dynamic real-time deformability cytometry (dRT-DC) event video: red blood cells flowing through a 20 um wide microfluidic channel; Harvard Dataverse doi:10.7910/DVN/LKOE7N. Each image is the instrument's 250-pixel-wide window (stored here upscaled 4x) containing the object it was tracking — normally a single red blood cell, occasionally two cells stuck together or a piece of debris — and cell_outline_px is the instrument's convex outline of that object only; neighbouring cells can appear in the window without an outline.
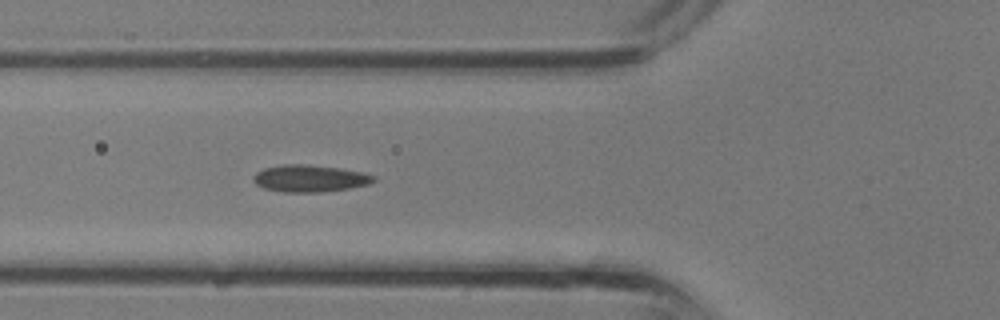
{"species": "common noctule bat (a hibernating species)", "species_latin": "Nyctalus noctula", "temperature_condition": "room temperature", "stored_images_in_passage": 27, "camera_frame_rate_fps": 3000, "um_per_image_px": 0.085, "animal": {"sex": "male", "body_mass_g": 13.3}, "frame": {"image": 1, "passage_image": 4, "time_ms": 1.0, "image_size_px": [1000, 320], "cell_outline_px": [[376, 180], [368, 184], [348, 188], [320, 192], [284, 192], [264, 188], [256, 184], [252, 180], [252, 176], [256, 172], [264, 168], [284, 164], [304, 164], [340, 168], [364, 172], [376, 176]], "centroid_in_image_um": [26.32, 15.16], "position_along_channel_um": 99.5, "area_um2": 18.96}}
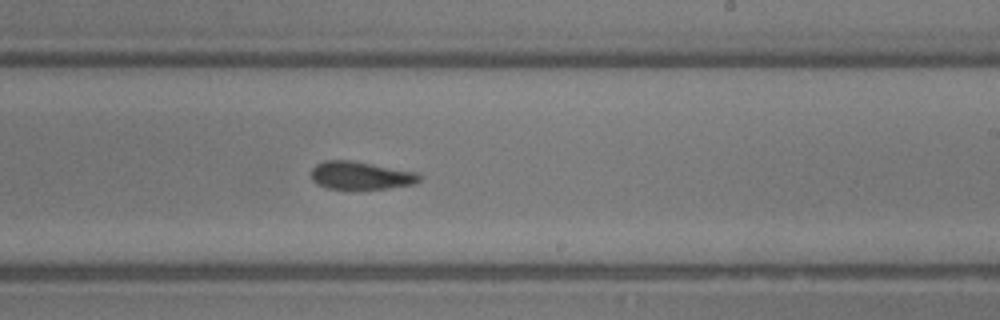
{"frame": {"image": 2, "passage_image": 12, "time_ms": 3.667, "image_size_px": [1000, 320], "cell_outline_px": [[420, 180], [412, 184], [388, 188], [356, 192], [324, 188], [316, 184], [312, 180], [312, 168], [316, 164], [324, 160], [352, 160], [416, 172], [420, 176]], "centroid_in_image_um": [30.59, 14.96], "position_along_channel_um": 258.4, "area_um2": 18.32}}
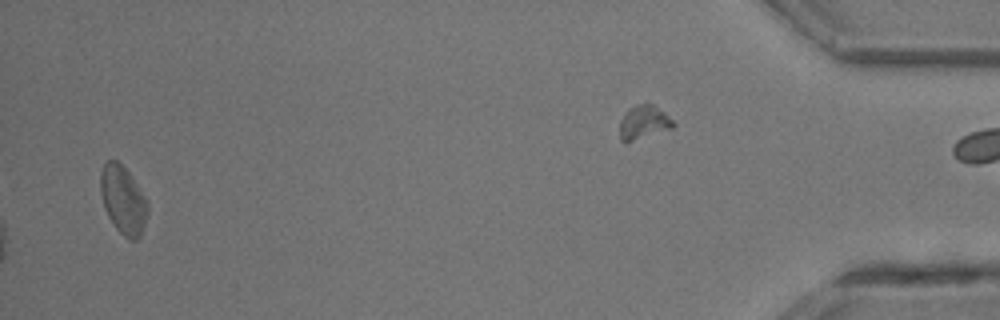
{"frame": {"image": 3, "passage_image": 25, "time_ms": 8.0, "image_size_px": [1000, 320], "cell_outline_px": [[148, 212], [140, 236], [136, 240], [132, 240], [124, 236], [116, 228], [108, 216], [104, 208], [100, 192], [100, 172], [104, 164], [108, 160], [116, 160], [128, 172], [148, 204]], "centroid_in_image_um": [10.43, 17.01], "position_along_channel_um": 424.8, "area_um2": 18.32}}